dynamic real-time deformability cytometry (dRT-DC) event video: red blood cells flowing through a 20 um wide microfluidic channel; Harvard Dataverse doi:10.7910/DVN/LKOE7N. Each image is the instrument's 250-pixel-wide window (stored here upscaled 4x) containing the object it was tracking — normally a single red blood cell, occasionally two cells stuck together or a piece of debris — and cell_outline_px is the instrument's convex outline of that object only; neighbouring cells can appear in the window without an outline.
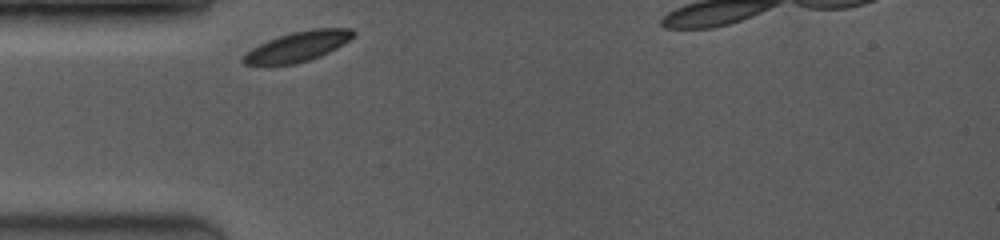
{"species": "common noctule bat (a hibernating species)", "species_latin": "Nyctalus noctula", "temperature_condition": "room temperature", "stored_images_in_passage": 25, "camera_frame_rate_fps": 3500, "um_per_image_px": 0.085, "animal": {"sex": "female", "body_mass_g": 19.0, "forearm_length_mm": 53.3}, "frame": {"image": 1, "passage_image": 1, "time_ms": 0.0, "image_size_px": [1000, 240], "cell_outline_px": [[356, 36], [336, 48], [320, 56], [296, 64], [244, 64], [240, 60], [252, 48], [268, 40], [292, 32], [316, 28], [352, 28], [356, 32]], "centroid_in_image_um": [25.37, 3.93], "position_along_channel_um": 59.6, "area_um2": 18.96}}
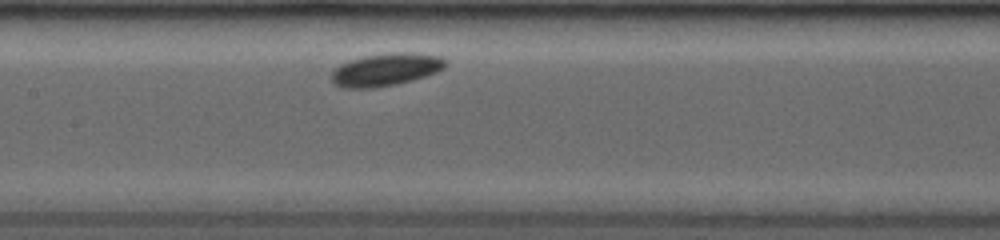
{"frame": {"image": 2, "passage_image": 9, "time_ms": 3.143, "image_size_px": [1000, 240], "cell_outline_px": [[448, 64], [444, 68], [436, 72], [412, 80], [396, 84], [372, 88], [344, 88], [336, 84], [332, 80], [332, 72], [340, 64], [364, 56], [392, 52], [408, 52], [444, 56], [448, 60]], "centroid_in_image_um": [32.86, 5.9], "position_along_channel_um": 174.5, "area_um2": 21.68}}
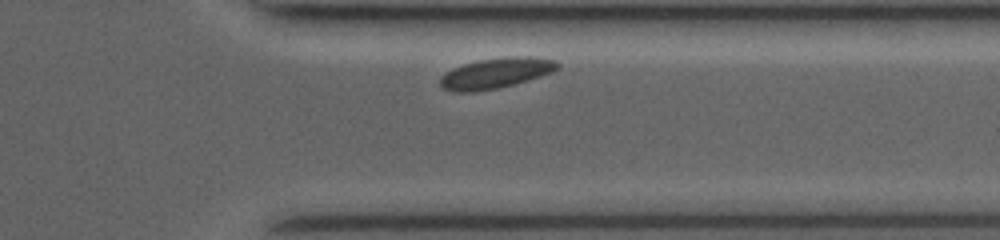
{"frame": {"image": 3, "passage_image": 23, "time_ms": 8.286, "image_size_px": [1000, 240], "cell_outline_px": [[560, 68], [552, 72], [540, 76], [500, 88], [472, 92], [456, 92], [440, 88], [440, 76], [444, 72], [452, 68], [476, 60], [504, 56], [532, 56], [556, 60], [560, 64]], "centroid_in_image_um": [42.13, 6.2], "position_along_channel_um": 369.3, "area_um2": 21.21}}